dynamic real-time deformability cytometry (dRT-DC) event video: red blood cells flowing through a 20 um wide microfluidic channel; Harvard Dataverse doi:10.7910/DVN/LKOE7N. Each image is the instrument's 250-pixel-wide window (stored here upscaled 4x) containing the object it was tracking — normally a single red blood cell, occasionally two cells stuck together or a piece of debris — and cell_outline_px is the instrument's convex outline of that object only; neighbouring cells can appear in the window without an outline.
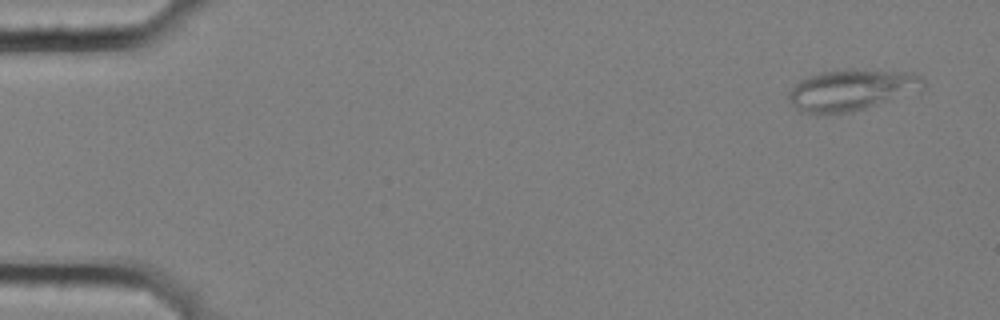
{"species": "common noctule bat (a hibernating species)", "species_latin": "Nyctalus noctula", "temperature_condition": "cold", "stored_images_in_passage": 4, "camera_frame_rate_fps": 3000, "um_per_image_px": 0.085, "animal": {"sex": "female", "body_mass_g": 25.1}, "frame": {"image": 1, "passage_image": 1, "time_ms": 0.0, "image_size_px": [1000, 320], "cell_outline_px": [[928, 84], [924, 88], [864, 108], [848, 112], [816, 116], [800, 112], [796, 108], [788, 96], [788, 92], [800, 80], [808, 76], [820, 72], [844, 68], [852, 68], [908, 72], [920, 76]], "centroid_in_image_um": [72.32, 7.63], "position_along_channel_um": 12.7, "area_um2": 32.48}}